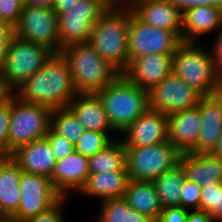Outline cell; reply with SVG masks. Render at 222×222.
Listing matches in <instances>:
<instances>
[{"mask_svg": "<svg viewBox=\"0 0 222 222\" xmlns=\"http://www.w3.org/2000/svg\"><path fill=\"white\" fill-rule=\"evenodd\" d=\"M65 197H62L55 205L48 210L41 212L33 218L28 219L26 222H66L63 218L62 205Z\"/></svg>", "mask_w": 222, "mask_h": 222, "instance_id": "37", "label": "cell"}, {"mask_svg": "<svg viewBox=\"0 0 222 222\" xmlns=\"http://www.w3.org/2000/svg\"><path fill=\"white\" fill-rule=\"evenodd\" d=\"M129 6L144 23L174 31L181 38L182 13L168 0H134Z\"/></svg>", "mask_w": 222, "mask_h": 222, "instance_id": "18", "label": "cell"}, {"mask_svg": "<svg viewBox=\"0 0 222 222\" xmlns=\"http://www.w3.org/2000/svg\"><path fill=\"white\" fill-rule=\"evenodd\" d=\"M77 94L71 71L60 53L15 89V96L21 100L51 110L67 107Z\"/></svg>", "mask_w": 222, "mask_h": 222, "instance_id": "1", "label": "cell"}, {"mask_svg": "<svg viewBox=\"0 0 222 222\" xmlns=\"http://www.w3.org/2000/svg\"><path fill=\"white\" fill-rule=\"evenodd\" d=\"M129 181L127 171L93 173L89 174L79 193L101 198L102 201L120 198L124 196Z\"/></svg>", "mask_w": 222, "mask_h": 222, "instance_id": "25", "label": "cell"}, {"mask_svg": "<svg viewBox=\"0 0 222 222\" xmlns=\"http://www.w3.org/2000/svg\"><path fill=\"white\" fill-rule=\"evenodd\" d=\"M222 24V9L213 5L191 8L182 13L181 40L195 42L218 30Z\"/></svg>", "mask_w": 222, "mask_h": 222, "instance_id": "21", "label": "cell"}, {"mask_svg": "<svg viewBox=\"0 0 222 222\" xmlns=\"http://www.w3.org/2000/svg\"><path fill=\"white\" fill-rule=\"evenodd\" d=\"M20 205L14 217L27 221L55 205L62 196L53 187L51 179L22 172Z\"/></svg>", "mask_w": 222, "mask_h": 222, "instance_id": "13", "label": "cell"}, {"mask_svg": "<svg viewBox=\"0 0 222 222\" xmlns=\"http://www.w3.org/2000/svg\"><path fill=\"white\" fill-rule=\"evenodd\" d=\"M125 5H130L134 0H121Z\"/></svg>", "mask_w": 222, "mask_h": 222, "instance_id": "52", "label": "cell"}, {"mask_svg": "<svg viewBox=\"0 0 222 222\" xmlns=\"http://www.w3.org/2000/svg\"><path fill=\"white\" fill-rule=\"evenodd\" d=\"M80 120L85 130L107 133H116L106 117L103 103L97 94H77L67 106Z\"/></svg>", "mask_w": 222, "mask_h": 222, "instance_id": "23", "label": "cell"}, {"mask_svg": "<svg viewBox=\"0 0 222 222\" xmlns=\"http://www.w3.org/2000/svg\"><path fill=\"white\" fill-rule=\"evenodd\" d=\"M50 127L74 145L85 132L83 124L68 107L56 108L51 111Z\"/></svg>", "mask_w": 222, "mask_h": 222, "instance_id": "30", "label": "cell"}, {"mask_svg": "<svg viewBox=\"0 0 222 222\" xmlns=\"http://www.w3.org/2000/svg\"><path fill=\"white\" fill-rule=\"evenodd\" d=\"M51 111L46 106L13 96L8 127V157L18 147L45 137L51 125Z\"/></svg>", "mask_w": 222, "mask_h": 222, "instance_id": "6", "label": "cell"}, {"mask_svg": "<svg viewBox=\"0 0 222 222\" xmlns=\"http://www.w3.org/2000/svg\"><path fill=\"white\" fill-rule=\"evenodd\" d=\"M89 174L88 157L74 151L56 162L50 179L56 191L62 197H66L70 191L79 192L86 183Z\"/></svg>", "mask_w": 222, "mask_h": 222, "instance_id": "17", "label": "cell"}, {"mask_svg": "<svg viewBox=\"0 0 222 222\" xmlns=\"http://www.w3.org/2000/svg\"><path fill=\"white\" fill-rule=\"evenodd\" d=\"M100 211L97 222H153L134 210L123 197L102 201Z\"/></svg>", "mask_w": 222, "mask_h": 222, "instance_id": "29", "label": "cell"}, {"mask_svg": "<svg viewBox=\"0 0 222 222\" xmlns=\"http://www.w3.org/2000/svg\"><path fill=\"white\" fill-rule=\"evenodd\" d=\"M55 0H24V5L53 8Z\"/></svg>", "mask_w": 222, "mask_h": 222, "instance_id": "47", "label": "cell"}, {"mask_svg": "<svg viewBox=\"0 0 222 222\" xmlns=\"http://www.w3.org/2000/svg\"><path fill=\"white\" fill-rule=\"evenodd\" d=\"M181 42L174 31L148 25L132 13L128 27V64L133 58L149 54H174Z\"/></svg>", "mask_w": 222, "mask_h": 222, "instance_id": "9", "label": "cell"}, {"mask_svg": "<svg viewBox=\"0 0 222 222\" xmlns=\"http://www.w3.org/2000/svg\"><path fill=\"white\" fill-rule=\"evenodd\" d=\"M168 140L180 152L189 153L197 144L201 127L199 107L167 115Z\"/></svg>", "mask_w": 222, "mask_h": 222, "instance_id": "19", "label": "cell"}, {"mask_svg": "<svg viewBox=\"0 0 222 222\" xmlns=\"http://www.w3.org/2000/svg\"><path fill=\"white\" fill-rule=\"evenodd\" d=\"M220 30V31H219ZM216 40L213 42L212 50L210 51L211 57L214 60V64L219 72H222V24L218 29V36L215 37Z\"/></svg>", "mask_w": 222, "mask_h": 222, "instance_id": "39", "label": "cell"}, {"mask_svg": "<svg viewBox=\"0 0 222 222\" xmlns=\"http://www.w3.org/2000/svg\"><path fill=\"white\" fill-rule=\"evenodd\" d=\"M113 140L114 138H111L107 133L85 130L75 144V151L89 158L104 149Z\"/></svg>", "mask_w": 222, "mask_h": 222, "instance_id": "32", "label": "cell"}, {"mask_svg": "<svg viewBox=\"0 0 222 222\" xmlns=\"http://www.w3.org/2000/svg\"><path fill=\"white\" fill-rule=\"evenodd\" d=\"M180 155L169 141L144 147H125L126 171L130 180L154 181L179 164Z\"/></svg>", "mask_w": 222, "mask_h": 222, "instance_id": "7", "label": "cell"}, {"mask_svg": "<svg viewBox=\"0 0 222 222\" xmlns=\"http://www.w3.org/2000/svg\"><path fill=\"white\" fill-rule=\"evenodd\" d=\"M211 153L222 159V133L218 139L216 147L213 149Z\"/></svg>", "mask_w": 222, "mask_h": 222, "instance_id": "49", "label": "cell"}, {"mask_svg": "<svg viewBox=\"0 0 222 222\" xmlns=\"http://www.w3.org/2000/svg\"><path fill=\"white\" fill-rule=\"evenodd\" d=\"M78 1L79 0H55L53 4V10L57 15H59L69 10V8L75 5V3Z\"/></svg>", "mask_w": 222, "mask_h": 222, "instance_id": "43", "label": "cell"}, {"mask_svg": "<svg viewBox=\"0 0 222 222\" xmlns=\"http://www.w3.org/2000/svg\"><path fill=\"white\" fill-rule=\"evenodd\" d=\"M173 54H149L133 58L122 73L141 89L150 91L172 73Z\"/></svg>", "mask_w": 222, "mask_h": 222, "instance_id": "15", "label": "cell"}, {"mask_svg": "<svg viewBox=\"0 0 222 222\" xmlns=\"http://www.w3.org/2000/svg\"><path fill=\"white\" fill-rule=\"evenodd\" d=\"M188 211L181 206L163 208L156 222H186Z\"/></svg>", "mask_w": 222, "mask_h": 222, "instance_id": "38", "label": "cell"}, {"mask_svg": "<svg viewBox=\"0 0 222 222\" xmlns=\"http://www.w3.org/2000/svg\"><path fill=\"white\" fill-rule=\"evenodd\" d=\"M179 164L183 168L185 179L202 188L222 183V159L212 153H181Z\"/></svg>", "mask_w": 222, "mask_h": 222, "instance_id": "20", "label": "cell"}, {"mask_svg": "<svg viewBox=\"0 0 222 222\" xmlns=\"http://www.w3.org/2000/svg\"><path fill=\"white\" fill-rule=\"evenodd\" d=\"M54 54L47 47L14 35L8 46L2 75L15 90L33 76Z\"/></svg>", "mask_w": 222, "mask_h": 222, "instance_id": "8", "label": "cell"}, {"mask_svg": "<svg viewBox=\"0 0 222 222\" xmlns=\"http://www.w3.org/2000/svg\"><path fill=\"white\" fill-rule=\"evenodd\" d=\"M184 181L185 175L180 164L153 181L163 208L180 206V192Z\"/></svg>", "mask_w": 222, "mask_h": 222, "instance_id": "28", "label": "cell"}, {"mask_svg": "<svg viewBox=\"0 0 222 222\" xmlns=\"http://www.w3.org/2000/svg\"><path fill=\"white\" fill-rule=\"evenodd\" d=\"M60 54L68 64L78 94H96L121 74L87 42L68 45Z\"/></svg>", "mask_w": 222, "mask_h": 222, "instance_id": "3", "label": "cell"}, {"mask_svg": "<svg viewBox=\"0 0 222 222\" xmlns=\"http://www.w3.org/2000/svg\"><path fill=\"white\" fill-rule=\"evenodd\" d=\"M176 8H178L181 13L198 6L208 5V0H168Z\"/></svg>", "mask_w": 222, "mask_h": 222, "instance_id": "41", "label": "cell"}, {"mask_svg": "<svg viewBox=\"0 0 222 222\" xmlns=\"http://www.w3.org/2000/svg\"><path fill=\"white\" fill-rule=\"evenodd\" d=\"M14 35L59 53L58 15L53 8L24 5Z\"/></svg>", "mask_w": 222, "mask_h": 222, "instance_id": "10", "label": "cell"}, {"mask_svg": "<svg viewBox=\"0 0 222 222\" xmlns=\"http://www.w3.org/2000/svg\"><path fill=\"white\" fill-rule=\"evenodd\" d=\"M186 222H213V220L209 213L200 209H195L188 211Z\"/></svg>", "mask_w": 222, "mask_h": 222, "instance_id": "42", "label": "cell"}, {"mask_svg": "<svg viewBox=\"0 0 222 222\" xmlns=\"http://www.w3.org/2000/svg\"><path fill=\"white\" fill-rule=\"evenodd\" d=\"M0 222H26L14 216H0Z\"/></svg>", "mask_w": 222, "mask_h": 222, "instance_id": "50", "label": "cell"}, {"mask_svg": "<svg viewBox=\"0 0 222 222\" xmlns=\"http://www.w3.org/2000/svg\"><path fill=\"white\" fill-rule=\"evenodd\" d=\"M123 198L137 212L156 222L163 206L153 181L130 180Z\"/></svg>", "mask_w": 222, "mask_h": 222, "instance_id": "26", "label": "cell"}, {"mask_svg": "<svg viewBox=\"0 0 222 222\" xmlns=\"http://www.w3.org/2000/svg\"><path fill=\"white\" fill-rule=\"evenodd\" d=\"M122 133L124 147H144L168 140L167 115L148 109Z\"/></svg>", "mask_w": 222, "mask_h": 222, "instance_id": "14", "label": "cell"}, {"mask_svg": "<svg viewBox=\"0 0 222 222\" xmlns=\"http://www.w3.org/2000/svg\"><path fill=\"white\" fill-rule=\"evenodd\" d=\"M132 13L129 5L107 9L91 28L87 40L121 74L128 66V27Z\"/></svg>", "mask_w": 222, "mask_h": 222, "instance_id": "2", "label": "cell"}, {"mask_svg": "<svg viewBox=\"0 0 222 222\" xmlns=\"http://www.w3.org/2000/svg\"><path fill=\"white\" fill-rule=\"evenodd\" d=\"M15 95V90L9 85L6 79L0 74V106L11 101Z\"/></svg>", "mask_w": 222, "mask_h": 222, "instance_id": "40", "label": "cell"}, {"mask_svg": "<svg viewBox=\"0 0 222 222\" xmlns=\"http://www.w3.org/2000/svg\"><path fill=\"white\" fill-rule=\"evenodd\" d=\"M208 5H213L222 9V0H208Z\"/></svg>", "mask_w": 222, "mask_h": 222, "instance_id": "51", "label": "cell"}, {"mask_svg": "<svg viewBox=\"0 0 222 222\" xmlns=\"http://www.w3.org/2000/svg\"><path fill=\"white\" fill-rule=\"evenodd\" d=\"M222 107V72L219 73L212 96Z\"/></svg>", "mask_w": 222, "mask_h": 222, "instance_id": "46", "label": "cell"}, {"mask_svg": "<svg viewBox=\"0 0 222 222\" xmlns=\"http://www.w3.org/2000/svg\"><path fill=\"white\" fill-rule=\"evenodd\" d=\"M96 1H99L107 9H117L125 5L121 0H96Z\"/></svg>", "mask_w": 222, "mask_h": 222, "instance_id": "48", "label": "cell"}, {"mask_svg": "<svg viewBox=\"0 0 222 222\" xmlns=\"http://www.w3.org/2000/svg\"><path fill=\"white\" fill-rule=\"evenodd\" d=\"M11 158L23 172L47 178H51L57 162L46 137L18 147Z\"/></svg>", "mask_w": 222, "mask_h": 222, "instance_id": "16", "label": "cell"}, {"mask_svg": "<svg viewBox=\"0 0 222 222\" xmlns=\"http://www.w3.org/2000/svg\"><path fill=\"white\" fill-rule=\"evenodd\" d=\"M202 187L185 179L180 192V206L186 209H200Z\"/></svg>", "mask_w": 222, "mask_h": 222, "instance_id": "33", "label": "cell"}, {"mask_svg": "<svg viewBox=\"0 0 222 222\" xmlns=\"http://www.w3.org/2000/svg\"><path fill=\"white\" fill-rule=\"evenodd\" d=\"M12 38H0V74H2L9 43Z\"/></svg>", "mask_w": 222, "mask_h": 222, "instance_id": "44", "label": "cell"}, {"mask_svg": "<svg viewBox=\"0 0 222 222\" xmlns=\"http://www.w3.org/2000/svg\"><path fill=\"white\" fill-rule=\"evenodd\" d=\"M200 210L209 213L213 222H222V183L202 188Z\"/></svg>", "mask_w": 222, "mask_h": 222, "instance_id": "31", "label": "cell"}, {"mask_svg": "<svg viewBox=\"0 0 222 222\" xmlns=\"http://www.w3.org/2000/svg\"><path fill=\"white\" fill-rule=\"evenodd\" d=\"M201 127L193 153H211L222 133V107L211 96L204 97L198 104Z\"/></svg>", "mask_w": 222, "mask_h": 222, "instance_id": "22", "label": "cell"}, {"mask_svg": "<svg viewBox=\"0 0 222 222\" xmlns=\"http://www.w3.org/2000/svg\"><path fill=\"white\" fill-rule=\"evenodd\" d=\"M204 96L171 73L149 91V108L166 115L198 106Z\"/></svg>", "mask_w": 222, "mask_h": 222, "instance_id": "12", "label": "cell"}, {"mask_svg": "<svg viewBox=\"0 0 222 222\" xmlns=\"http://www.w3.org/2000/svg\"><path fill=\"white\" fill-rule=\"evenodd\" d=\"M103 103L112 129L122 132L149 109V91L141 89L120 74L111 84L96 93Z\"/></svg>", "mask_w": 222, "mask_h": 222, "instance_id": "4", "label": "cell"}, {"mask_svg": "<svg viewBox=\"0 0 222 222\" xmlns=\"http://www.w3.org/2000/svg\"><path fill=\"white\" fill-rule=\"evenodd\" d=\"M11 101L0 106V157H8V127L10 123Z\"/></svg>", "mask_w": 222, "mask_h": 222, "instance_id": "36", "label": "cell"}, {"mask_svg": "<svg viewBox=\"0 0 222 222\" xmlns=\"http://www.w3.org/2000/svg\"><path fill=\"white\" fill-rule=\"evenodd\" d=\"M89 173L126 171L125 147L121 138H116L104 149L88 158Z\"/></svg>", "mask_w": 222, "mask_h": 222, "instance_id": "27", "label": "cell"}, {"mask_svg": "<svg viewBox=\"0 0 222 222\" xmlns=\"http://www.w3.org/2000/svg\"><path fill=\"white\" fill-rule=\"evenodd\" d=\"M107 8L96 0H79L58 15L59 53L71 44L86 43L91 28Z\"/></svg>", "mask_w": 222, "mask_h": 222, "instance_id": "11", "label": "cell"}, {"mask_svg": "<svg viewBox=\"0 0 222 222\" xmlns=\"http://www.w3.org/2000/svg\"><path fill=\"white\" fill-rule=\"evenodd\" d=\"M196 42H181L172 60V73L204 97L212 96L219 71L210 51Z\"/></svg>", "mask_w": 222, "mask_h": 222, "instance_id": "5", "label": "cell"}, {"mask_svg": "<svg viewBox=\"0 0 222 222\" xmlns=\"http://www.w3.org/2000/svg\"><path fill=\"white\" fill-rule=\"evenodd\" d=\"M45 137L48 139L57 161L75 151V145L64 136L57 134L51 127Z\"/></svg>", "mask_w": 222, "mask_h": 222, "instance_id": "34", "label": "cell"}, {"mask_svg": "<svg viewBox=\"0 0 222 222\" xmlns=\"http://www.w3.org/2000/svg\"><path fill=\"white\" fill-rule=\"evenodd\" d=\"M14 27L0 19V38H13Z\"/></svg>", "mask_w": 222, "mask_h": 222, "instance_id": "45", "label": "cell"}, {"mask_svg": "<svg viewBox=\"0 0 222 222\" xmlns=\"http://www.w3.org/2000/svg\"><path fill=\"white\" fill-rule=\"evenodd\" d=\"M22 170L10 157H0V216H14L20 205Z\"/></svg>", "mask_w": 222, "mask_h": 222, "instance_id": "24", "label": "cell"}, {"mask_svg": "<svg viewBox=\"0 0 222 222\" xmlns=\"http://www.w3.org/2000/svg\"><path fill=\"white\" fill-rule=\"evenodd\" d=\"M23 7L24 0H0V19L15 27Z\"/></svg>", "mask_w": 222, "mask_h": 222, "instance_id": "35", "label": "cell"}]
</instances>
